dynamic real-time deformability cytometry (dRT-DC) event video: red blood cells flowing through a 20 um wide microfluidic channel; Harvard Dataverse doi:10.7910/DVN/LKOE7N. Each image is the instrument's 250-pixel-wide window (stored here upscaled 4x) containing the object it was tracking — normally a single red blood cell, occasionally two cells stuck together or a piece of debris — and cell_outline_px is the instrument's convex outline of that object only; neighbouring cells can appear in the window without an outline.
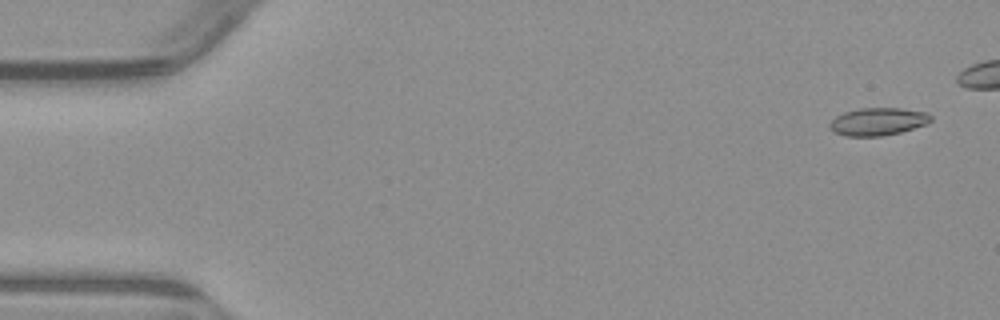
{"species": "common noctule bat (a hibernating species)", "species_latin": "Nyctalus noctula", "temperature_condition": "warm", "stored_images_in_passage": 8, "segment_of_instrument_passage": [1, 2], "camera_frame_rate_fps": 3000, "um_per_image_px": 0.085, "animal": {"sex": "male", "body_mass_g": 23.1, "forearm_length_mm": 52.7}, "frame": {"image": 1, "passage_image": 1, "time_ms": 0.0, "image_size_px": [1000, 320], "cell_outline_px": [[932, 120], [928, 124], [900, 132], [880, 136], [844, 136], [828, 128], [828, 124], [836, 116], [844, 112], [860, 108], [900, 108], [924, 112], [932, 116]], "centroid_in_image_um": [74.61, 10.33], "position_along_channel_um": 10.4, "area_um2": 16.3}}
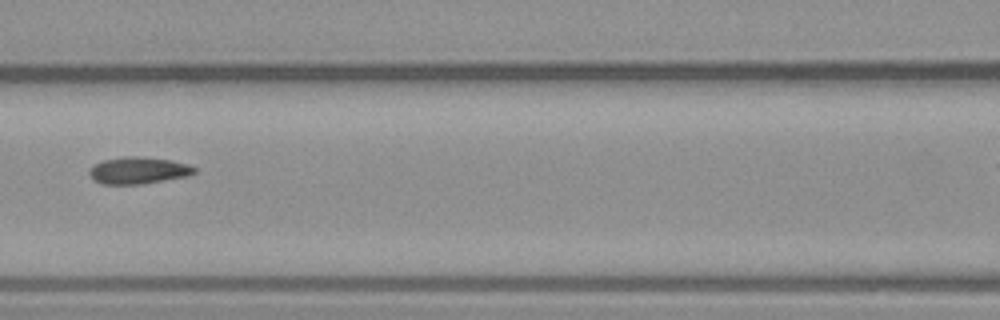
{"frame": {"image": 2, "passage_image": 6, "time_ms": 7.0, "image_size_px": [1000, 320], "cell_outline_px": [[196, 172], [188, 176], [144, 184], [100, 184], [88, 172], [96, 164], [104, 160], [124, 156], [136, 156], [172, 160], [188, 164], [196, 168]], "centroid_in_image_um": [11.81, 14.49], "position_along_channel_um": 154.8, "area_um2": 16.36}}
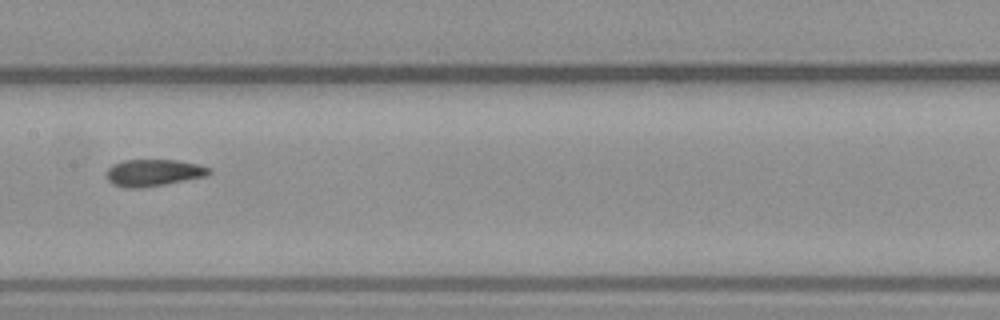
{"frame": {"image": 3, "passage_image": 7, "time_ms": 8.0, "image_size_px": [1000, 320], "cell_outline_px": [[212, 172], [208, 176], [164, 184], [140, 188], [128, 188], [112, 184], [108, 180], [108, 168], [112, 164], [124, 160], [176, 160], [200, 164], [212, 168]], "centroid_in_image_um": [13.1, 14.67], "position_along_channel_um": 194.3, "area_um2": 16.13}}